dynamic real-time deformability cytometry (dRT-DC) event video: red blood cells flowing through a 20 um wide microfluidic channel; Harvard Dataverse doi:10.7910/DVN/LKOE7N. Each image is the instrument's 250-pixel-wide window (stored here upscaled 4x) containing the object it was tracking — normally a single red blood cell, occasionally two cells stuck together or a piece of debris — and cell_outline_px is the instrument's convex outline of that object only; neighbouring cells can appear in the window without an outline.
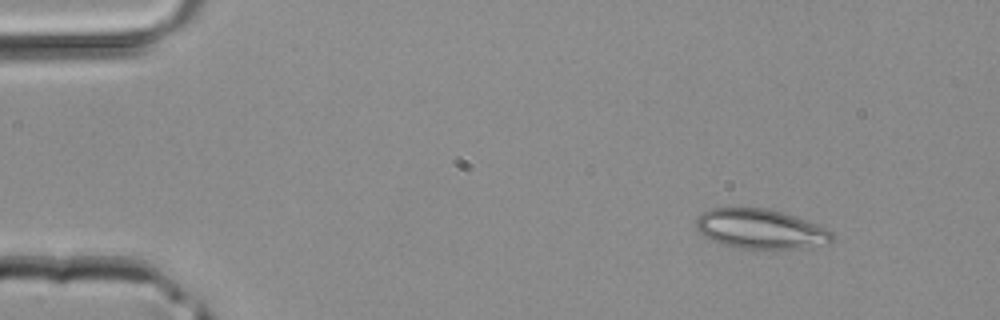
{"species": "common noctule bat (a hibernating species)", "species_latin": "Nyctalus noctula", "temperature_condition": "room temperature", "stored_images_in_passage": 39, "camera_frame_rate_fps": 3000, "um_per_image_px": 0.085, "animal": {"sex": "male", "body_mass_g": 20.4}, "frame": {"image": 1, "passage_image": 1, "time_ms": 0.0, "image_size_px": [1000, 320], "cell_outline_px": [[832, 240], [828, 244], [800, 248], [740, 248], [724, 244], [712, 240], [704, 236], [700, 232], [696, 224], [696, 220], [704, 212], [712, 208], [768, 208], [816, 224], [832, 232]], "centroid_in_image_um": [64.64, 19.46], "position_along_channel_um": 20.4, "area_um2": 30.75}}
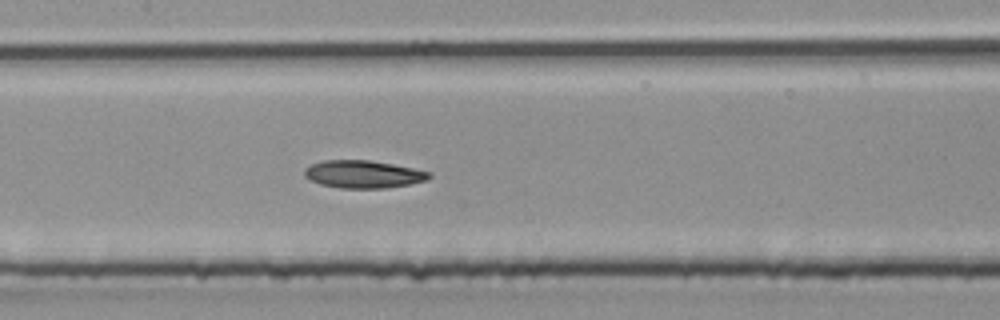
{"frame": {"image": 2, "passage_image": 17, "time_ms": 5.333, "image_size_px": [1000, 320], "cell_outline_px": [[432, 176], [428, 180], [388, 188], [340, 188], [320, 184], [304, 176], [304, 168], [312, 164], [324, 160], [368, 160], [392, 164], [432, 172]], "centroid_in_image_um": [30.89, 14.81], "position_along_channel_um": 176.5, "area_um2": 20.06}}
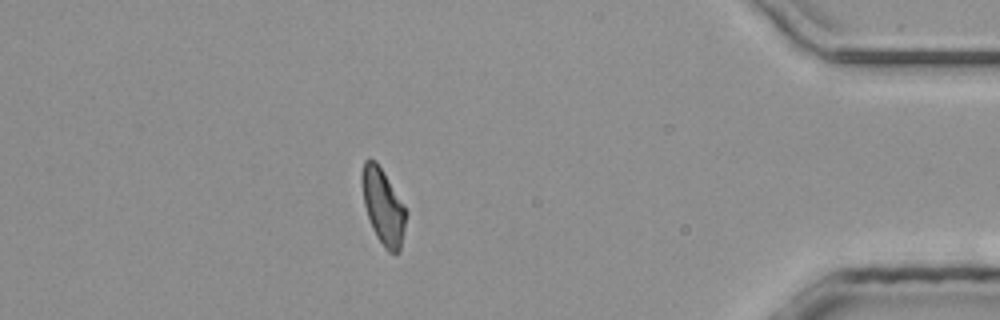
{"frame": {"image": 3, "passage_image": 34, "time_ms": 11.0, "image_size_px": [1000, 320], "cell_outline_px": [[408, 212], [400, 252], [388, 252], [384, 248], [376, 236], [372, 228], [364, 204], [360, 180], [360, 176], [364, 160], [376, 160], [404, 204]], "centroid_in_image_um": [32.57, 17.56], "position_along_channel_um": 402.6, "area_um2": 19.65}}